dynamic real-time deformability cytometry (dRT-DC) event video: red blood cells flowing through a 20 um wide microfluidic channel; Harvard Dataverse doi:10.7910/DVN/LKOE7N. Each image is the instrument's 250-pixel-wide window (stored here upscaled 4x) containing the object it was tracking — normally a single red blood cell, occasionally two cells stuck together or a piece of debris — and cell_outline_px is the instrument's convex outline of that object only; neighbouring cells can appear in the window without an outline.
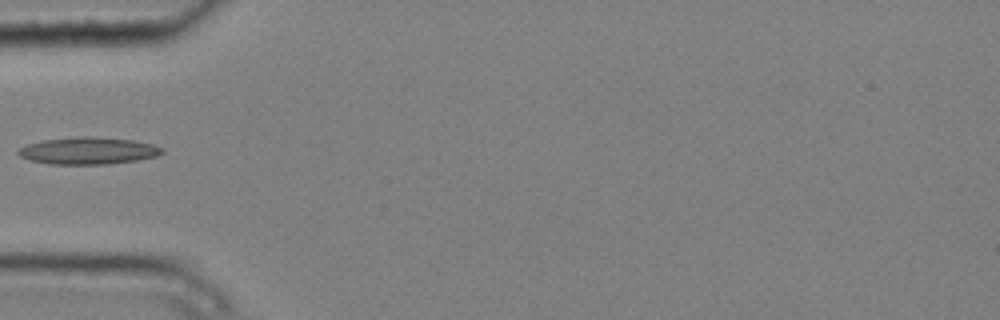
{"species": "common noctule bat (a hibernating species)", "species_latin": "Nyctalus noctula", "temperature_condition": "cold", "stored_images_in_passage": 6, "camera_frame_rate_fps": 3000, "um_per_image_px": 0.085, "animal": {"sex": "male", "body_mass_g": 20.4}, "frame": {"image": 1, "passage_image": 5, "time_ms": 1.333, "image_size_px": [1000, 320], "cell_outline_px": [[164, 152], [156, 156], [136, 160], [108, 164], [48, 164], [28, 160], [20, 156], [16, 152], [20, 148], [28, 144], [44, 140], [80, 136], [88, 136], [132, 140], [152, 144], [164, 148]], "centroid_in_image_um": [7.48, 12.82], "position_along_channel_um": 77.5, "area_um2": 22.6}}
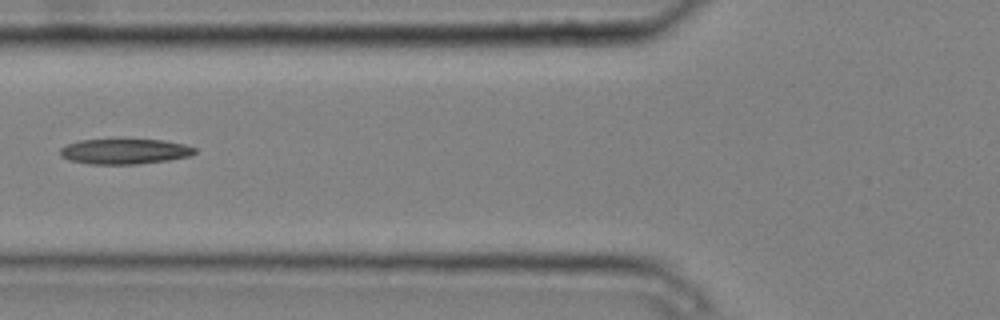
{"frame": {"image": 2, "passage_image": 6, "time_ms": 1.667, "image_size_px": [1000, 320], "cell_outline_px": [[196, 152], [188, 156], [168, 160], [136, 164], [88, 164], [68, 160], [60, 156], [60, 148], [68, 144], [80, 140], [116, 136], [124, 136], [164, 140], [184, 144], [196, 148]], "centroid_in_image_um": [10.55, 12.81], "position_along_channel_um": 115.2, "area_um2": 21.04}}